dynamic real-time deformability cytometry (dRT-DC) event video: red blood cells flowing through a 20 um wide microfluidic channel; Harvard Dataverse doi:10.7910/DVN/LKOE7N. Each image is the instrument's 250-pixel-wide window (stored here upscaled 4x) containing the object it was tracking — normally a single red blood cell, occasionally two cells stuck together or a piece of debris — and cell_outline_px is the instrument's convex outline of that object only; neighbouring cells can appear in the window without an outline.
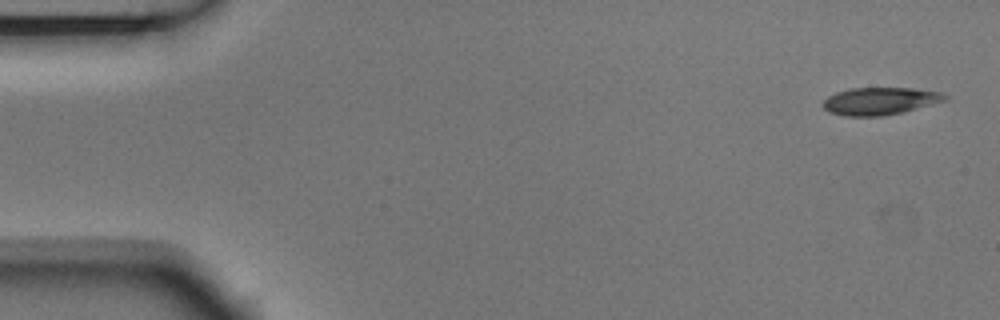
{"species": "Egyptian fruit bat (a non-hibernating species)", "species_latin": "Rousettus aegyptiacus", "temperature_condition": "room temperature", "stored_images_in_passage": 6, "camera_frame_rate_fps": 3000, "um_per_image_px": 0.085, "animal": {"sex": "male"}, "frame": {"image": 1, "passage_image": 1, "time_ms": 0.0, "image_size_px": [1000, 320], "cell_outline_px": [[948, 100], [904, 112], [884, 116], [844, 116], [828, 112], [820, 104], [828, 96], [836, 92], [852, 88], [912, 88], [940, 92], [948, 96]], "centroid_in_image_um": [74.79, 8.6], "position_along_channel_um": 10.2, "area_um2": 19.71}}
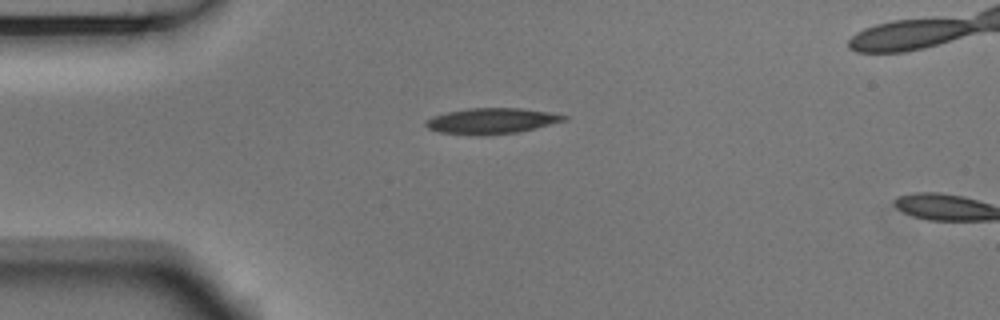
{"frame": {"image": 2, "passage_image": 4, "time_ms": 1.0, "image_size_px": [1000, 320], "cell_outline_px": [[568, 120], [520, 132], [484, 136], [480, 136], [440, 132], [428, 128], [424, 124], [424, 120], [432, 116], [448, 112], [468, 108], [520, 108], [548, 112], [568, 116]], "centroid_in_image_um": [41.78, 10.29], "position_along_channel_um": 43.2, "area_um2": 20.92}}
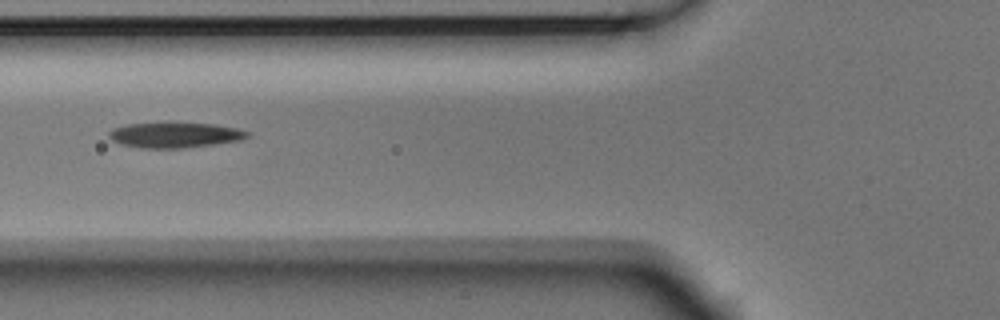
{"frame": {"image": 3, "passage_image": 6, "time_ms": 1.667, "image_size_px": [1000, 320], "cell_outline_px": [[252, 136], [240, 140], [184, 148], [144, 148], [120, 144], [112, 140], [108, 136], [108, 132], [112, 128], [128, 124], [212, 124], [236, 128], [252, 132]], "centroid_in_image_um": [14.88, 11.49], "position_along_channel_um": 110.9, "area_um2": 20.06}}